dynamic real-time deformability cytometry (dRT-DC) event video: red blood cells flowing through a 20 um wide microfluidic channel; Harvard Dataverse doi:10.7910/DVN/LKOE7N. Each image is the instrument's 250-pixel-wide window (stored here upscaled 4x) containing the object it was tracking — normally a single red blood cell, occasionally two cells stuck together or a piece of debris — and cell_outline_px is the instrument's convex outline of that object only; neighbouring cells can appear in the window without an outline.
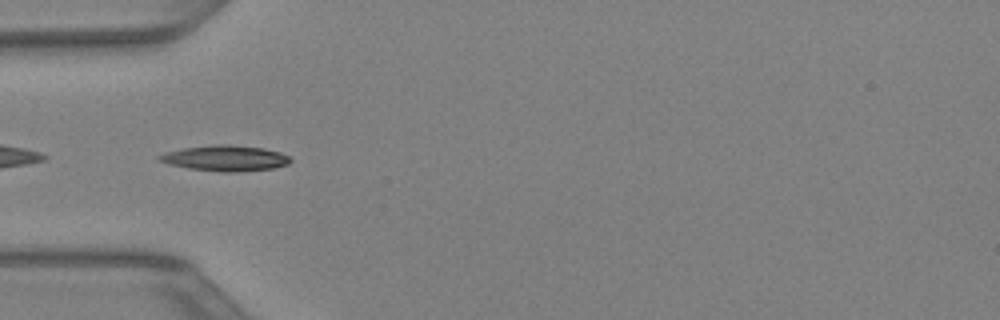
{"species": "Egyptian fruit bat (a non-hibernating species)", "species_latin": "Rousettus aegyptiacus", "temperature_condition": "warm", "stored_images_in_passage": 43, "segment_of_instrument_passage": [2, 2], "camera_frame_rate_fps": 3000, "um_per_image_px": 0.085, "animal": {"sex": "female"}, "frame": {"image": 1, "passage_image": 14, "time_ms": 4.333, "image_size_px": [1000, 320], "cell_outline_px": [[292, 160], [288, 164], [272, 168], [236, 172], [224, 172], [188, 168], [168, 164], [156, 160], [156, 156], [168, 152], [184, 148], [216, 144], [224, 144], [264, 148], [280, 152], [288, 156]], "centroid_in_image_um": [19.13, 13.45], "position_along_channel_um": 65.9, "area_um2": 19.48}}
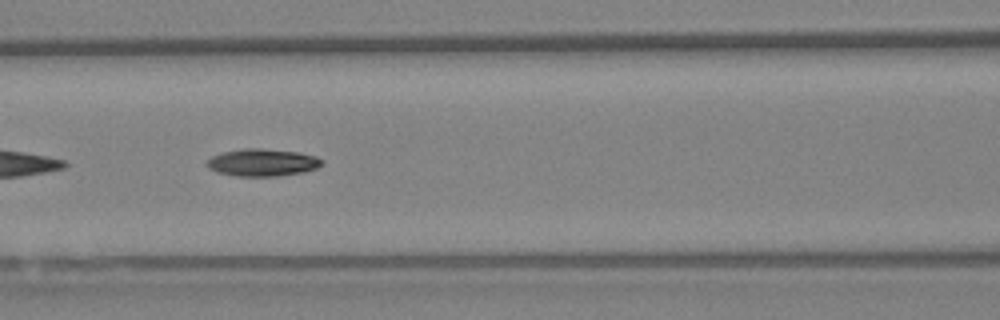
{"frame": {"image": 2, "passage_image": 19, "time_ms": 6.0, "image_size_px": [1000, 320], "cell_outline_px": [[324, 160], [316, 168], [304, 172], [280, 176], [236, 176], [216, 172], [208, 168], [204, 164], [212, 156], [224, 152], [244, 148], [260, 148], [300, 152], [316, 156]], "centroid_in_image_um": [22.3, 13.81], "position_along_channel_um": 144.3, "area_um2": 18.44}}
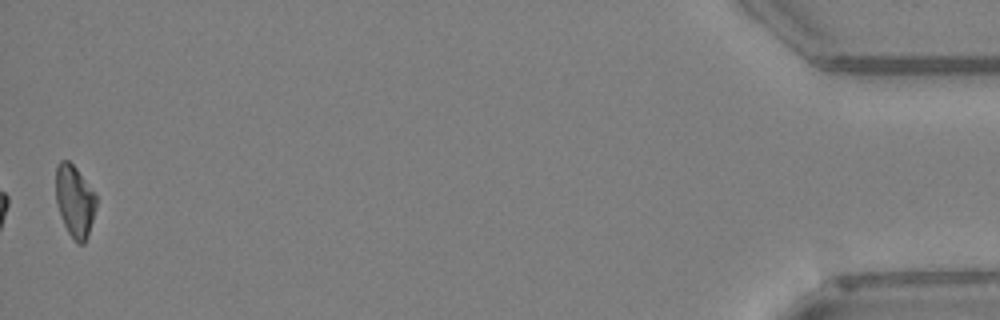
{"frame": {"image": 3, "passage_image": 43, "time_ms": 14.0, "image_size_px": [1000, 320], "cell_outline_px": [[96, 208], [88, 236], [84, 244], [80, 244], [68, 232], [64, 224], [56, 204], [56, 164], [60, 160], [68, 160], [76, 168], [96, 196]], "centroid_in_image_um": [6.34, 17.08], "position_along_channel_um": 428.9, "area_um2": 16.7}}